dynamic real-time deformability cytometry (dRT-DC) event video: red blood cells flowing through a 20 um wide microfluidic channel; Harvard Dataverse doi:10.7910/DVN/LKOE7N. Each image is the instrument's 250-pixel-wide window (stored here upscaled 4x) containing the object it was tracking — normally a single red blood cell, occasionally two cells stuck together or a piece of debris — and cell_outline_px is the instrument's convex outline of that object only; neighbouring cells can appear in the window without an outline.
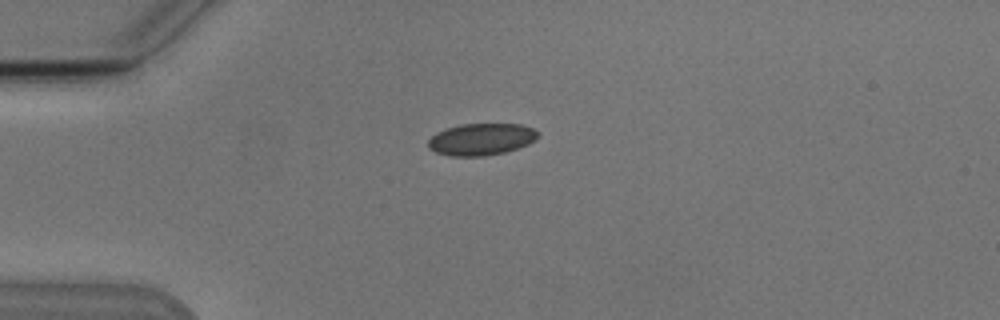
{"species": "Egyptian fruit bat (a non-hibernating species)", "species_latin": "Rousettus aegyptiacus", "temperature_condition": "cold", "stored_images_in_passage": 6, "camera_frame_rate_fps": 3000, "um_per_image_px": 0.085, "animal": {"sex": "male"}, "frame": {"image": 1, "passage_image": 1, "time_ms": 0.0, "image_size_px": [1000, 320], "cell_outline_px": [[540, 136], [528, 144], [520, 148], [504, 152], [484, 156], [448, 156], [436, 152], [428, 148], [428, 140], [436, 132], [460, 124], [520, 124], [532, 128], [540, 132]], "centroid_in_image_um": [40.92, 11.84], "position_along_channel_um": 44.1, "area_um2": 20.52}}
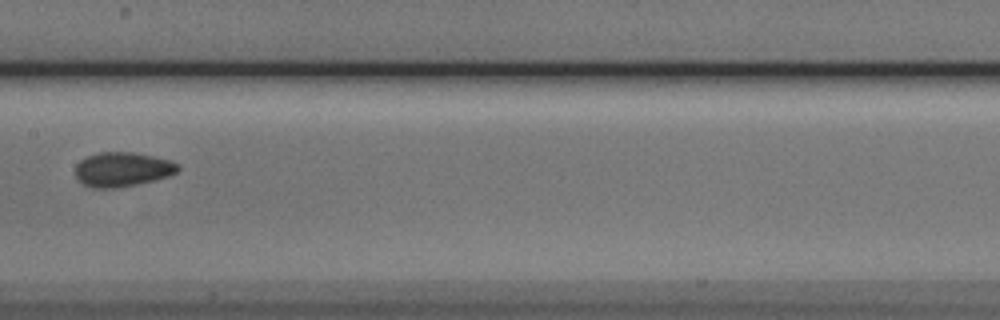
{"frame": {"image": 2, "passage_image": 5, "time_ms": 4.667, "image_size_px": [1000, 320], "cell_outline_px": [[180, 168], [176, 172], [168, 176], [136, 184], [112, 188], [92, 188], [76, 180], [76, 164], [80, 160], [88, 156], [100, 152], [132, 152], [172, 160], [180, 164]], "centroid_in_image_um": [10.4, 14.39], "position_along_channel_um": 197.0, "area_um2": 20.52}}
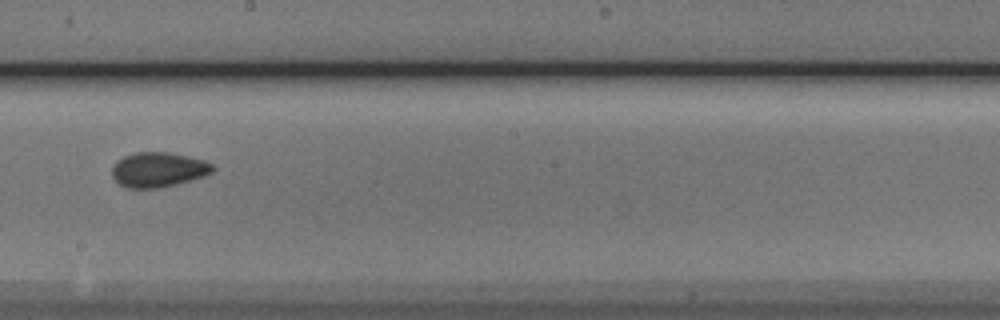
{"frame": {"image": 3, "passage_image": 6, "time_ms": 5.667, "image_size_px": [1000, 320], "cell_outline_px": [[216, 168], [212, 172], [204, 176], [176, 184], [160, 188], [128, 188], [120, 184], [112, 176], [112, 164], [116, 160], [124, 156], [136, 152], [168, 152], [188, 156], [204, 160], [212, 164]], "centroid_in_image_um": [13.45, 14.41], "position_along_channel_um": 234.8, "area_um2": 20.52}}